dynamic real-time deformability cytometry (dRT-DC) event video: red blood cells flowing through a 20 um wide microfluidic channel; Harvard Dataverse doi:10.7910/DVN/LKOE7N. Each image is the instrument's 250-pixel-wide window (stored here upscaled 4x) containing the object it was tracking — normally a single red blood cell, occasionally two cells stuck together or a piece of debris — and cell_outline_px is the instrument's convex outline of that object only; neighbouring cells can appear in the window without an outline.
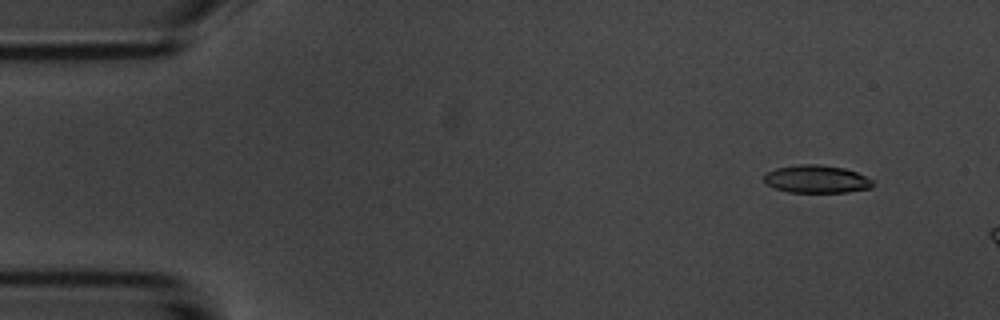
{"species": "common noctule bat (a hibernating species)", "species_latin": "Nyctalus noctula", "temperature_condition": "room temperature", "stored_images_in_passage": 4, "camera_frame_rate_fps": 3000, "um_per_image_px": 0.085, "animal": {"sex": "male", "body_mass_g": 20.1, "forearm_length_mm": 53.5}, "frame": {"image": 1, "passage_image": 2, "time_ms": 1.0, "image_size_px": [1000, 320], "cell_outline_px": [[876, 184], [872, 188], [848, 192], [788, 192], [776, 188], [768, 184], [764, 180], [764, 176], [768, 172], [776, 168], [800, 164], [820, 164], [844, 168], [856, 172], [872, 180]], "centroid_in_image_um": [69.45, 15.22], "position_along_channel_um": 15.6, "area_um2": 17.57}}